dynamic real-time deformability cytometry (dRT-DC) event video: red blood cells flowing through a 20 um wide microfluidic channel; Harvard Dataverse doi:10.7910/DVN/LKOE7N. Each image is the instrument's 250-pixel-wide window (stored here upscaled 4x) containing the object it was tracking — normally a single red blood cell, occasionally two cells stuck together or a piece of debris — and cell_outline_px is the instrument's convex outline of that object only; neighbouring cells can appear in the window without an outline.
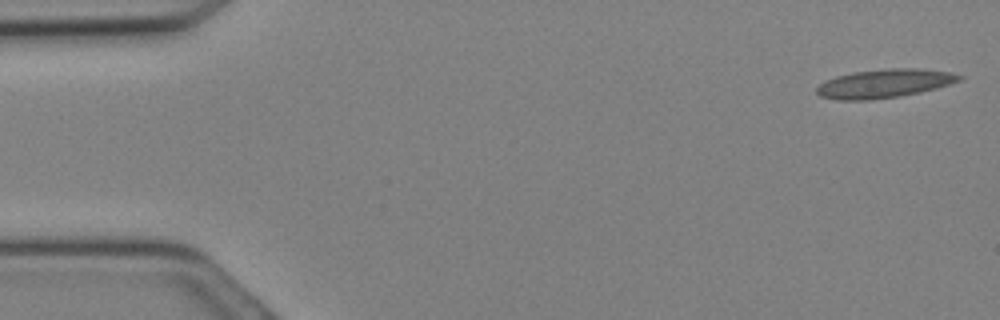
{"species": "Egyptian fruit bat (a non-hibernating species)", "species_latin": "Rousettus aegyptiacus", "temperature_condition": "cold", "stored_images_in_passage": 18, "camera_frame_rate_fps": 3000, "um_per_image_px": 0.085, "animal": {"sex": "female"}, "frame": {"image": 1, "passage_image": 1, "time_ms": 0.0, "image_size_px": [1000, 320], "cell_outline_px": [[964, 76], [960, 80], [936, 88], [920, 92], [900, 96], [868, 100], [836, 100], [820, 96], [816, 92], [816, 88], [824, 80], [836, 76], [852, 72], [888, 68], [920, 68], [952, 72]], "centroid_in_image_um": [75.15, 7.09], "position_along_channel_um": 9.8, "area_um2": 23.93}}
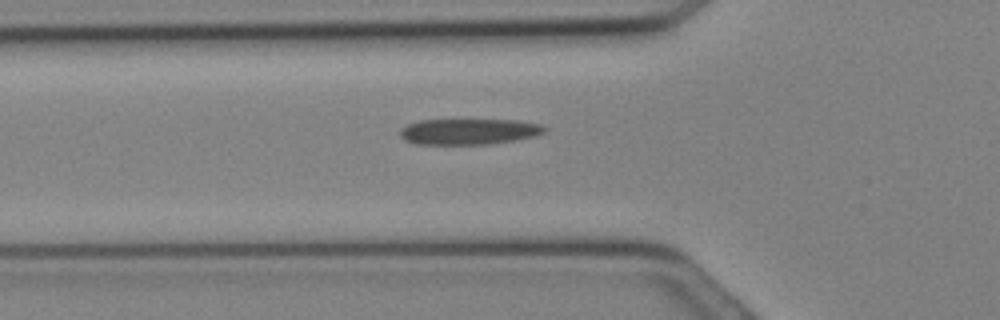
{"frame": {"image": 2, "passage_image": 10, "time_ms": 3.0, "image_size_px": [1000, 320], "cell_outline_px": [[548, 128], [544, 132], [536, 136], [492, 144], [420, 144], [404, 140], [400, 136], [400, 128], [408, 124], [420, 120], [520, 120], [540, 124]], "centroid_in_image_um": [39.88, 11.18], "position_along_channel_um": 85.9, "area_um2": 21.85}}
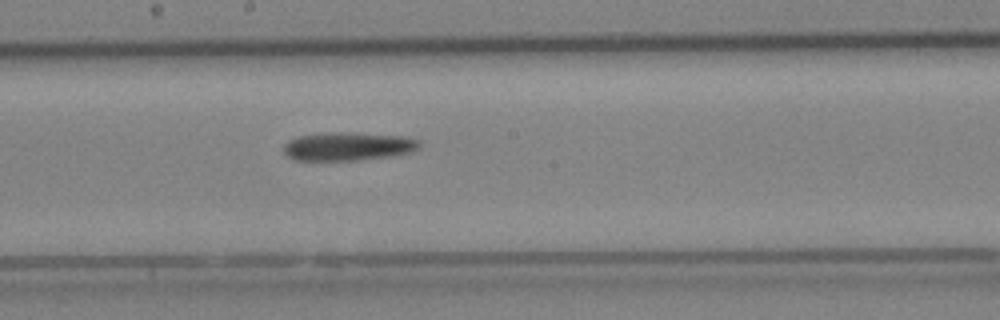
{"frame": {"image": 3, "passage_image": 16, "time_ms": 5.0, "image_size_px": [1000, 320], "cell_outline_px": [[420, 148], [412, 152], [392, 156], [356, 160], [296, 160], [288, 156], [284, 152], [284, 144], [288, 140], [300, 136], [328, 132], [348, 132], [404, 136], [420, 140]], "centroid_in_image_um": [29.62, 12.43], "position_along_channel_um": 218.6, "area_um2": 22.54}}